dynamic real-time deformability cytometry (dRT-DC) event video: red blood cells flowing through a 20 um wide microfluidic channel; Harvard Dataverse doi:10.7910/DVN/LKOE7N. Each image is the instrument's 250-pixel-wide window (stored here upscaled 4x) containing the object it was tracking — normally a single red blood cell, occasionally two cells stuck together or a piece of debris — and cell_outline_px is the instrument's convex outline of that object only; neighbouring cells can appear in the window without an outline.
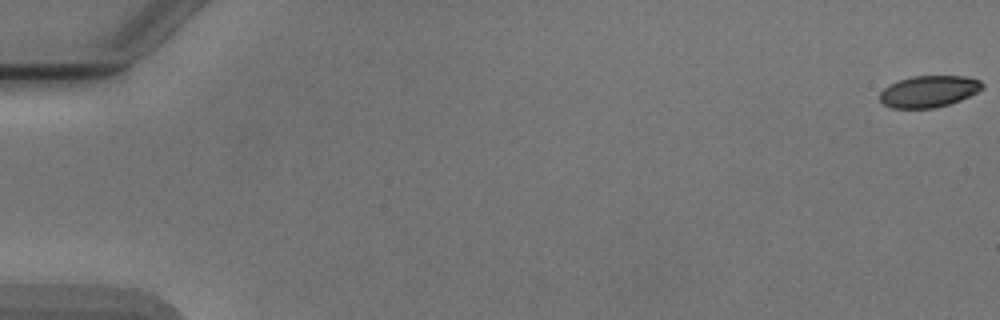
{"species": "Egyptian fruit bat (a non-hibernating species)", "species_latin": "Rousettus aegyptiacus", "temperature_condition": "cold", "stored_images_in_passage": 4, "camera_frame_rate_fps": 3000, "um_per_image_px": 0.085, "animal": {"sex": "male"}, "frame": {"image": 1, "passage_image": 1, "time_ms": 0.0, "image_size_px": [1000, 320], "cell_outline_px": [[984, 88], [960, 100], [936, 108], [892, 108], [884, 104], [880, 100], [880, 92], [888, 84], [896, 80], [912, 76], [968, 76], [980, 80], [984, 84]], "centroid_in_image_um": [78.94, 7.75], "position_along_channel_um": 6.1, "area_um2": 19.02}}